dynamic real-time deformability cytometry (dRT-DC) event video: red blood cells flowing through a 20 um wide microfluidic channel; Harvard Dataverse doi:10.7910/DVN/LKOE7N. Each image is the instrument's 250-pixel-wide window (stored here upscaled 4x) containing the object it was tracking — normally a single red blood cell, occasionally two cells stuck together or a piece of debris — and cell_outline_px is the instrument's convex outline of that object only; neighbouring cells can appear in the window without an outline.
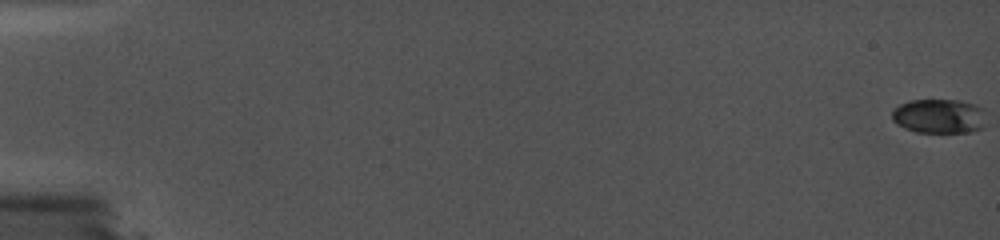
{"species": "common noctule bat (a hibernating species)", "species_latin": "Nyctalus noctula", "temperature_condition": "cold", "stored_images_in_passage": 1, "camera_frame_rate_fps": 5000, "um_per_image_px": 0.085, "animal": {"sex": "female", "body_mass_g": 19.0, "forearm_length_mm": 56.7}, "frame": {"image": 1, "passage_image": 1, "time_ms": 0.0, "image_size_px": [1000, 240], "cell_outline_px": [[984, 128], [968, 132], [916, 132], [904, 128], [896, 124], [892, 120], [892, 112], [900, 104], [908, 100], [960, 100], [976, 104], [984, 108]], "centroid_in_image_um": [79.83, 9.87], "position_along_channel_um": 5.2, "area_um2": 19.07}}